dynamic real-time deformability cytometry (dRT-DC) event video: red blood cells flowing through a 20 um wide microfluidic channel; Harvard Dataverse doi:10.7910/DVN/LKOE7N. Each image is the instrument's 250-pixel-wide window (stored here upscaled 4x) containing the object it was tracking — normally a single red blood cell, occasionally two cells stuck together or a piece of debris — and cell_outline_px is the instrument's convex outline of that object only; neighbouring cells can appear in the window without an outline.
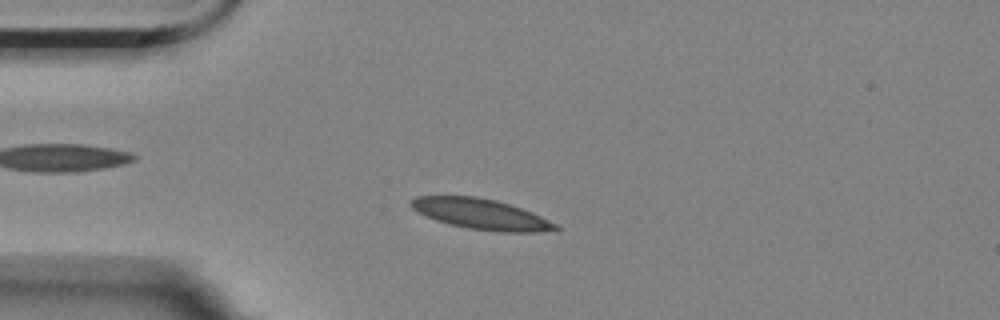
{"species": "Egyptian fruit bat (a non-hibernating species)", "species_latin": "Rousettus aegyptiacus", "temperature_condition": "room temperature", "stored_images_in_passage": 3, "camera_frame_rate_fps": 3000, "um_per_image_px": 0.085, "animal": {"sex": "female"}, "frame": {"image": 1, "passage_image": 3, "time_ms": 0.667, "image_size_px": [1000, 320], "cell_outline_px": [[560, 228], [536, 232], [500, 232], [468, 228], [448, 224], [436, 220], [412, 208], [408, 204], [416, 196], [476, 196], [496, 200], [532, 212], [560, 224]], "centroid_in_image_um": [40.92, 18.2], "position_along_channel_um": 44.1, "area_um2": 25.55}}